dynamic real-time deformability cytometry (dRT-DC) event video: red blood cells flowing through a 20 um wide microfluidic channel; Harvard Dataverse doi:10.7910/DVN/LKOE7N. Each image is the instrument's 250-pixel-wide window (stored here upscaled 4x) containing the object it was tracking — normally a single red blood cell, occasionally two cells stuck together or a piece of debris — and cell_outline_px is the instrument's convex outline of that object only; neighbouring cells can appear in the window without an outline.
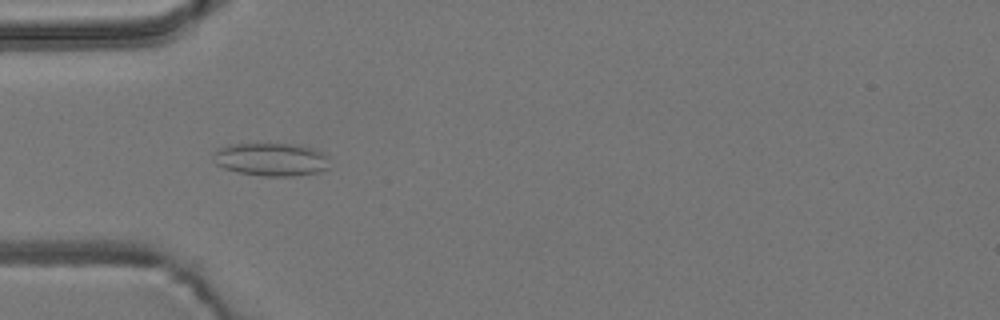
{"species": "common noctule bat (a hibernating species)", "species_latin": "Nyctalus noctula", "temperature_condition": "room temperature", "stored_images_in_passage": 41, "camera_frame_rate_fps": 3000, "um_per_image_px": 0.085, "animal": {"sex": "male", "body_mass_g": 19.2, "forearm_length_mm": 51.8}, "frame": {"image": 1, "passage_image": 8, "time_ms": 2.333, "image_size_px": [1000, 320], "cell_outline_px": [[328, 168], [320, 172], [292, 176], [264, 176], [240, 172], [224, 168], [216, 164], [216, 148], [232, 144], [268, 140], [296, 144], [312, 148], [320, 152], [324, 156]], "centroid_in_image_um": [23.02, 13.49], "position_along_channel_um": 62.0, "area_um2": 22.83}}
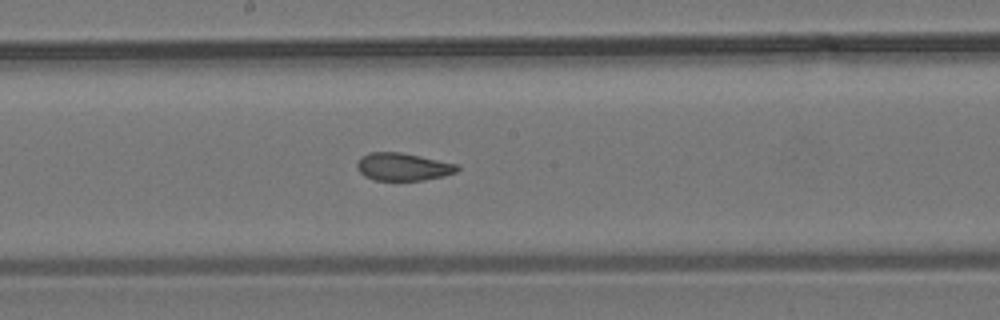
{"frame": {"image": 2, "passage_image": 20, "time_ms": 6.333, "image_size_px": [1000, 320], "cell_outline_px": [[460, 168], [456, 172], [444, 176], [424, 180], [376, 180], [364, 176], [360, 172], [356, 164], [360, 156], [368, 152], [400, 152], [420, 156], [456, 164]], "centroid_in_image_um": [34.22, 14.17], "position_along_channel_um": 214.0, "area_um2": 16.13}}
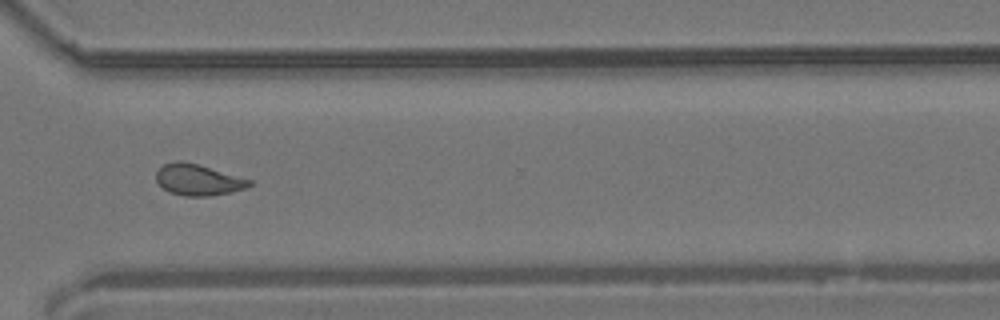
{"frame": {"image": 3, "passage_image": 31, "time_ms": 10.0, "image_size_px": [1000, 320], "cell_outline_px": [[252, 184], [248, 188], [232, 192], [208, 196], [184, 196], [168, 192], [156, 180], [156, 172], [164, 164], [176, 160], [180, 160], [196, 164], [252, 180]], "centroid_in_image_um": [16.84, 15.29], "position_along_channel_um": 353.8, "area_um2": 16.82}, "authors_computed_cell_mechanics": {"area_um2": 16.8776, "velocity_mm_per_s": 3.8281, "shape_relaxation_time_tau1_ms": null, "shape_relaxation_time_tau2_ms": 1.8143, "deformation_change_tau1": null, "deformation_change_tau2": 0.0867}}